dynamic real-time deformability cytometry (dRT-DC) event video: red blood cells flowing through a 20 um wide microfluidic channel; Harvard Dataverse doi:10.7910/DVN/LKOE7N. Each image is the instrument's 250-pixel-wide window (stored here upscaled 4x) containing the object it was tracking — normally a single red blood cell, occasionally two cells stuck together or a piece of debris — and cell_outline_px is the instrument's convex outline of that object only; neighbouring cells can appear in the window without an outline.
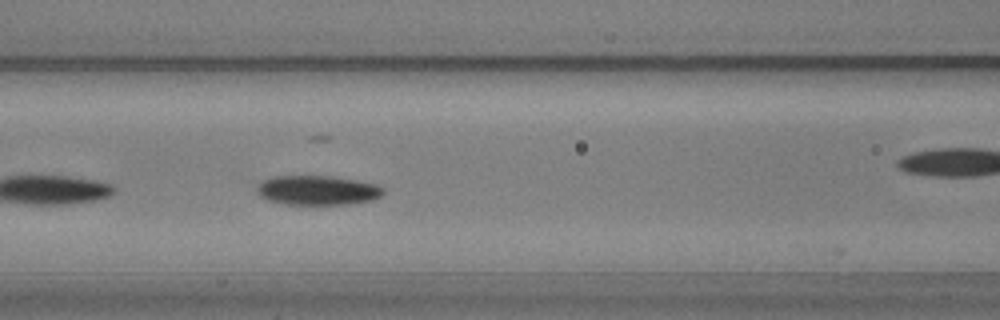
{"species": "common noctule bat (a hibernating species)", "species_latin": "Nyctalus noctula", "temperature_condition": "warm", "stored_images_in_passage": 9, "camera_frame_rate_fps": 3000, "um_per_image_px": 0.085, "animal": {"sex": "male", "body_mass_g": 20.5, "forearm_length_mm": 52.5}, "frame": {"image": 1, "passage_image": 5, "time_ms": 1.333, "image_size_px": [1000, 320], "cell_outline_px": [[384, 192], [380, 196], [372, 200], [348, 204], [284, 204], [268, 200], [260, 196], [256, 192], [256, 188], [260, 180], [272, 176], [332, 176], [356, 180], [376, 184], [384, 188]], "centroid_in_image_um": [26.94, 16.16], "position_along_channel_um": 139.7, "area_um2": 21.85}}